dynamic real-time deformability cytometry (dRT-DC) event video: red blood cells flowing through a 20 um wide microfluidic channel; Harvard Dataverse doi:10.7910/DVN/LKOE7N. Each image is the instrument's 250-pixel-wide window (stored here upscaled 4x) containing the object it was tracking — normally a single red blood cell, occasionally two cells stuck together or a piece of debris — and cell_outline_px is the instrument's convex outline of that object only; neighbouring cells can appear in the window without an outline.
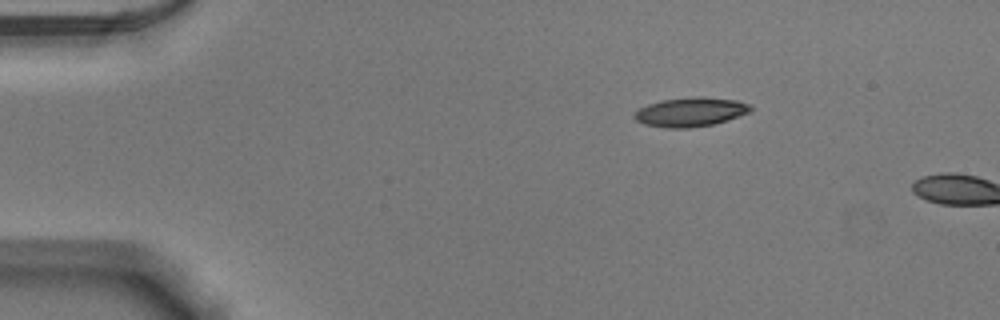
{"species": "Egyptian fruit bat (a non-hibernating species)", "species_latin": "Rousettus aegyptiacus", "temperature_condition": "warm", "stored_images_in_passage": 3, "camera_frame_rate_fps": 3000, "um_per_image_px": 0.085, "animal": {"sex": "male"}, "frame": {"image": 1, "passage_image": 1, "time_ms": 0.0, "image_size_px": [1000, 320], "cell_outline_px": [[752, 112], [712, 124], [688, 128], [668, 128], [644, 124], [636, 120], [632, 116], [640, 108], [648, 104], [660, 100], [696, 96], [704, 96], [736, 100], [752, 104]], "centroid_in_image_um": [58.72, 9.5], "position_along_channel_um": 26.3, "area_um2": 19.83}}